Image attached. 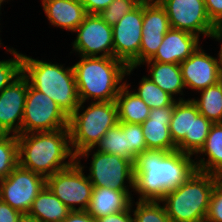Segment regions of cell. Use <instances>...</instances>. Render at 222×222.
<instances>
[{
  "instance_id": "1",
  "label": "cell",
  "mask_w": 222,
  "mask_h": 222,
  "mask_svg": "<svg viewBox=\"0 0 222 222\" xmlns=\"http://www.w3.org/2000/svg\"><path fill=\"white\" fill-rule=\"evenodd\" d=\"M193 155L175 150H145L134 162V191L140 201H161L197 169Z\"/></svg>"
},
{
  "instance_id": "2",
  "label": "cell",
  "mask_w": 222,
  "mask_h": 222,
  "mask_svg": "<svg viewBox=\"0 0 222 222\" xmlns=\"http://www.w3.org/2000/svg\"><path fill=\"white\" fill-rule=\"evenodd\" d=\"M17 139L19 166L45 178L70 167L76 161L68 127L18 134ZM66 159L69 161H65Z\"/></svg>"
},
{
  "instance_id": "3",
  "label": "cell",
  "mask_w": 222,
  "mask_h": 222,
  "mask_svg": "<svg viewBox=\"0 0 222 222\" xmlns=\"http://www.w3.org/2000/svg\"><path fill=\"white\" fill-rule=\"evenodd\" d=\"M80 57L72 67L78 97L84 103L92 98L91 102L115 101L125 84L124 77L135 69L114 57Z\"/></svg>"
},
{
  "instance_id": "4",
  "label": "cell",
  "mask_w": 222,
  "mask_h": 222,
  "mask_svg": "<svg viewBox=\"0 0 222 222\" xmlns=\"http://www.w3.org/2000/svg\"><path fill=\"white\" fill-rule=\"evenodd\" d=\"M22 74L29 84L54 100L70 117L78 108V97L73 67L33 59L22 54Z\"/></svg>"
},
{
  "instance_id": "5",
  "label": "cell",
  "mask_w": 222,
  "mask_h": 222,
  "mask_svg": "<svg viewBox=\"0 0 222 222\" xmlns=\"http://www.w3.org/2000/svg\"><path fill=\"white\" fill-rule=\"evenodd\" d=\"M90 103L84 110V102H80L69 117L70 143L76 161H81L83 157L88 158L105 133L118 124L115 101ZM80 110H83L82 113Z\"/></svg>"
},
{
  "instance_id": "6",
  "label": "cell",
  "mask_w": 222,
  "mask_h": 222,
  "mask_svg": "<svg viewBox=\"0 0 222 222\" xmlns=\"http://www.w3.org/2000/svg\"><path fill=\"white\" fill-rule=\"evenodd\" d=\"M221 177L195 171L161 200L172 222H205L212 190Z\"/></svg>"
},
{
  "instance_id": "7",
  "label": "cell",
  "mask_w": 222,
  "mask_h": 222,
  "mask_svg": "<svg viewBox=\"0 0 222 222\" xmlns=\"http://www.w3.org/2000/svg\"><path fill=\"white\" fill-rule=\"evenodd\" d=\"M212 122L199 113L191 100L179 97L175 100L169 130L177 150L190 155L197 154L205 145Z\"/></svg>"
},
{
  "instance_id": "8",
  "label": "cell",
  "mask_w": 222,
  "mask_h": 222,
  "mask_svg": "<svg viewBox=\"0 0 222 222\" xmlns=\"http://www.w3.org/2000/svg\"><path fill=\"white\" fill-rule=\"evenodd\" d=\"M83 171L81 162L75 161L46 178V186L72 211H87L90 205L94 187Z\"/></svg>"
},
{
  "instance_id": "9",
  "label": "cell",
  "mask_w": 222,
  "mask_h": 222,
  "mask_svg": "<svg viewBox=\"0 0 222 222\" xmlns=\"http://www.w3.org/2000/svg\"><path fill=\"white\" fill-rule=\"evenodd\" d=\"M69 117L58 104L28 82L21 134L67 128Z\"/></svg>"
},
{
  "instance_id": "10",
  "label": "cell",
  "mask_w": 222,
  "mask_h": 222,
  "mask_svg": "<svg viewBox=\"0 0 222 222\" xmlns=\"http://www.w3.org/2000/svg\"><path fill=\"white\" fill-rule=\"evenodd\" d=\"M89 171L88 178L93 187H108L120 191H129V187L134 189V163L127 158L96 150L92 155Z\"/></svg>"
},
{
  "instance_id": "11",
  "label": "cell",
  "mask_w": 222,
  "mask_h": 222,
  "mask_svg": "<svg viewBox=\"0 0 222 222\" xmlns=\"http://www.w3.org/2000/svg\"><path fill=\"white\" fill-rule=\"evenodd\" d=\"M46 186V178L19 165L0 180V199L20 213H28L33 201Z\"/></svg>"
},
{
  "instance_id": "12",
  "label": "cell",
  "mask_w": 222,
  "mask_h": 222,
  "mask_svg": "<svg viewBox=\"0 0 222 222\" xmlns=\"http://www.w3.org/2000/svg\"><path fill=\"white\" fill-rule=\"evenodd\" d=\"M142 25L143 0L112 26L114 58L127 67L139 66Z\"/></svg>"
},
{
  "instance_id": "13",
  "label": "cell",
  "mask_w": 222,
  "mask_h": 222,
  "mask_svg": "<svg viewBox=\"0 0 222 222\" xmlns=\"http://www.w3.org/2000/svg\"><path fill=\"white\" fill-rule=\"evenodd\" d=\"M73 32H77L73 50L80 56L114 57L112 26L98 14H87Z\"/></svg>"
},
{
  "instance_id": "14",
  "label": "cell",
  "mask_w": 222,
  "mask_h": 222,
  "mask_svg": "<svg viewBox=\"0 0 222 222\" xmlns=\"http://www.w3.org/2000/svg\"><path fill=\"white\" fill-rule=\"evenodd\" d=\"M159 3L166 11L171 28L208 37L213 22L204 0H160Z\"/></svg>"
},
{
  "instance_id": "15",
  "label": "cell",
  "mask_w": 222,
  "mask_h": 222,
  "mask_svg": "<svg viewBox=\"0 0 222 222\" xmlns=\"http://www.w3.org/2000/svg\"><path fill=\"white\" fill-rule=\"evenodd\" d=\"M199 46L190 57L180 63L185 88L201 91L222 80V65Z\"/></svg>"
},
{
  "instance_id": "16",
  "label": "cell",
  "mask_w": 222,
  "mask_h": 222,
  "mask_svg": "<svg viewBox=\"0 0 222 222\" xmlns=\"http://www.w3.org/2000/svg\"><path fill=\"white\" fill-rule=\"evenodd\" d=\"M27 90L28 80L21 74L0 92V134H21Z\"/></svg>"
},
{
  "instance_id": "17",
  "label": "cell",
  "mask_w": 222,
  "mask_h": 222,
  "mask_svg": "<svg viewBox=\"0 0 222 222\" xmlns=\"http://www.w3.org/2000/svg\"><path fill=\"white\" fill-rule=\"evenodd\" d=\"M169 18L159 2L143 1L142 38L139 51V65L150 60L161 45L164 35L170 29Z\"/></svg>"
},
{
  "instance_id": "18",
  "label": "cell",
  "mask_w": 222,
  "mask_h": 222,
  "mask_svg": "<svg viewBox=\"0 0 222 222\" xmlns=\"http://www.w3.org/2000/svg\"><path fill=\"white\" fill-rule=\"evenodd\" d=\"M174 105L175 101L169 106L150 109L148 118L141 124L148 150H177L169 130Z\"/></svg>"
},
{
  "instance_id": "19",
  "label": "cell",
  "mask_w": 222,
  "mask_h": 222,
  "mask_svg": "<svg viewBox=\"0 0 222 222\" xmlns=\"http://www.w3.org/2000/svg\"><path fill=\"white\" fill-rule=\"evenodd\" d=\"M199 37L190 32L170 28L155 55L148 61L180 64L199 47Z\"/></svg>"
},
{
  "instance_id": "20",
  "label": "cell",
  "mask_w": 222,
  "mask_h": 222,
  "mask_svg": "<svg viewBox=\"0 0 222 222\" xmlns=\"http://www.w3.org/2000/svg\"><path fill=\"white\" fill-rule=\"evenodd\" d=\"M47 19L52 26L73 32L87 15L78 0H41Z\"/></svg>"
},
{
  "instance_id": "21",
  "label": "cell",
  "mask_w": 222,
  "mask_h": 222,
  "mask_svg": "<svg viewBox=\"0 0 222 222\" xmlns=\"http://www.w3.org/2000/svg\"><path fill=\"white\" fill-rule=\"evenodd\" d=\"M132 199L130 191L94 187L87 212L95 219H98L126 210L131 205Z\"/></svg>"
},
{
  "instance_id": "22",
  "label": "cell",
  "mask_w": 222,
  "mask_h": 222,
  "mask_svg": "<svg viewBox=\"0 0 222 222\" xmlns=\"http://www.w3.org/2000/svg\"><path fill=\"white\" fill-rule=\"evenodd\" d=\"M197 154L207 155L195 161L197 171L222 177V123H213L206 138L205 145Z\"/></svg>"
},
{
  "instance_id": "23",
  "label": "cell",
  "mask_w": 222,
  "mask_h": 222,
  "mask_svg": "<svg viewBox=\"0 0 222 222\" xmlns=\"http://www.w3.org/2000/svg\"><path fill=\"white\" fill-rule=\"evenodd\" d=\"M130 87L125 81L115 99L118 122L142 124L148 118L150 108L136 93L129 92Z\"/></svg>"
},
{
  "instance_id": "24",
  "label": "cell",
  "mask_w": 222,
  "mask_h": 222,
  "mask_svg": "<svg viewBox=\"0 0 222 222\" xmlns=\"http://www.w3.org/2000/svg\"><path fill=\"white\" fill-rule=\"evenodd\" d=\"M71 211L45 186L33 201L28 213L40 222H63Z\"/></svg>"
},
{
  "instance_id": "25",
  "label": "cell",
  "mask_w": 222,
  "mask_h": 222,
  "mask_svg": "<svg viewBox=\"0 0 222 222\" xmlns=\"http://www.w3.org/2000/svg\"><path fill=\"white\" fill-rule=\"evenodd\" d=\"M149 70V78L163 91L172 97L181 94L185 88L180 64L145 61Z\"/></svg>"
},
{
  "instance_id": "26",
  "label": "cell",
  "mask_w": 222,
  "mask_h": 222,
  "mask_svg": "<svg viewBox=\"0 0 222 222\" xmlns=\"http://www.w3.org/2000/svg\"><path fill=\"white\" fill-rule=\"evenodd\" d=\"M199 92L200 98L191 99L196 104L199 113L212 123H222V80Z\"/></svg>"
},
{
  "instance_id": "27",
  "label": "cell",
  "mask_w": 222,
  "mask_h": 222,
  "mask_svg": "<svg viewBox=\"0 0 222 222\" xmlns=\"http://www.w3.org/2000/svg\"><path fill=\"white\" fill-rule=\"evenodd\" d=\"M95 148L102 153L127 158L133 163L136 160V157L127 148V134L120 127V122L105 133Z\"/></svg>"
},
{
  "instance_id": "28",
  "label": "cell",
  "mask_w": 222,
  "mask_h": 222,
  "mask_svg": "<svg viewBox=\"0 0 222 222\" xmlns=\"http://www.w3.org/2000/svg\"><path fill=\"white\" fill-rule=\"evenodd\" d=\"M136 93L150 108H162L171 105L174 99L167 92L163 91L148 76H143Z\"/></svg>"
},
{
  "instance_id": "29",
  "label": "cell",
  "mask_w": 222,
  "mask_h": 222,
  "mask_svg": "<svg viewBox=\"0 0 222 222\" xmlns=\"http://www.w3.org/2000/svg\"><path fill=\"white\" fill-rule=\"evenodd\" d=\"M19 165L18 139L15 134H0V180Z\"/></svg>"
},
{
  "instance_id": "30",
  "label": "cell",
  "mask_w": 222,
  "mask_h": 222,
  "mask_svg": "<svg viewBox=\"0 0 222 222\" xmlns=\"http://www.w3.org/2000/svg\"><path fill=\"white\" fill-rule=\"evenodd\" d=\"M161 201H140L135 205L136 209H132L134 222H172L168 217L164 205H160Z\"/></svg>"
},
{
  "instance_id": "31",
  "label": "cell",
  "mask_w": 222,
  "mask_h": 222,
  "mask_svg": "<svg viewBox=\"0 0 222 222\" xmlns=\"http://www.w3.org/2000/svg\"><path fill=\"white\" fill-rule=\"evenodd\" d=\"M7 51L13 58L0 61V92L22 74V54L13 48H8Z\"/></svg>"
},
{
  "instance_id": "32",
  "label": "cell",
  "mask_w": 222,
  "mask_h": 222,
  "mask_svg": "<svg viewBox=\"0 0 222 222\" xmlns=\"http://www.w3.org/2000/svg\"><path fill=\"white\" fill-rule=\"evenodd\" d=\"M142 0H113L98 15L110 26H114L125 14L133 10Z\"/></svg>"
},
{
  "instance_id": "33",
  "label": "cell",
  "mask_w": 222,
  "mask_h": 222,
  "mask_svg": "<svg viewBox=\"0 0 222 222\" xmlns=\"http://www.w3.org/2000/svg\"><path fill=\"white\" fill-rule=\"evenodd\" d=\"M120 127L127 134V148L135 157L148 150L141 124L120 122Z\"/></svg>"
},
{
  "instance_id": "34",
  "label": "cell",
  "mask_w": 222,
  "mask_h": 222,
  "mask_svg": "<svg viewBox=\"0 0 222 222\" xmlns=\"http://www.w3.org/2000/svg\"><path fill=\"white\" fill-rule=\"evenodd\" d=\"M205 222H222V179L212 190Z\"/></svg>"
},
{
  "instance_id": "35",
  "label": "cell",
  "mask_w": 222,
  "mask_h": 222,
  "mask_svg": "<svg viewBox=\"0 0 222 222\" xmlns=\"http://www.w3.org/2000/svg\"><path fill=\"white\" fill-rule=\"evenodd\" d=\"M132 204L124 211L109 214L107 216L96 219L97 222H134V217L131 215Z\"/></svg>"
},
{
  "instance_id": "36",
  "label": "cell",
  "mask_w": 222,
  "mask_h": 222,
  "mask_svg": "<svg viewBox=\"0 0 222 222\" xmlns=\"http://www.w3.org/2000/svg\"><path fill=\"white\" fill-rule=\"evenodd\" d=\"M21 214L0 199V222H17Z\"/></svg>"
},
{
  "instance_id": "37",
  "label": "cell",
  "mask_w": 222,
  "mask_h": 222,
  "mask_svg": "<svg viewBox=\"0 0 222 222\" xmlns=\"http://www.w3.org/2000/svg\"><path fill=\"white\" fill-rule=\"evenodd\" d=\"M207 14L214 23L222 19V0H204Z\"/></svg>"
},
{
  "instance_id": "38",
  "label": "cell",
  "mask_w": 222,
  "mask_h": 222,
  "mask_svg": "<svg viewBox=\"0 0 222 222\" xmlns=\"http://www.w3.org/2000/svg\"><path fill=\"white\" fill-rule=\"evenodd\" d=\"M113 0H81L87 14H99L106 9Z\"/></svg>"
},
{
  "instance_id": "39",
  "label": "cell",
  "mask_w": 222,
  "mask_h": 222,
  "mask_svg": "<svg viewBox=\"0 0 222 222\" xmlns=\"http://www.w3.org/2000/svg\"><path fill=\"white\" fill-rule=\"evenodd\" d=\"M63 222H97L87 211H71Z\"/></svg>"
},
{
  "instance_id": "40",
  "label": "cell",
  "mask_w": 222,
  "mask_h": 222,
  "mask_svg": "<svg viewBox=\"0 0 222 222\" xmlns=\"http://www.w3.org/2000/svg\"><path fill=\"white\" fill-rule=\"evenodd\" d=\"M208 37H212L213 39H216L218 42L220 41L222 42V19L213 23ZM218 54L219 55L217 56V58L222 65V43Z\"/></svg>"
},
{
  "instance_id": "41",
  "label": "cell",
  "mask_w": 222,
  "mask_h": 222,
  "mask_svg": "<svg viewBox=\"0 0 222 222\" xmlns=\"http://www.w3.org/2000/svg\"><path fill=\"white\" fill-rule=\"evenodd\" d=\"M17 222H40L37 218L29 213H22Z\"/></svg>"
},
{
  "instance_id": "42",
  "label": "cell",
  "mask_w": 222,
  "mask_h": 222,
  "mask_svg": "<svg viewBox=\"0 0 222 222\" xmlns=\"http://www.w3.org/2000/svg\"><path fill=\"white\" fill-rule=\"evenodd\" d=\"M145 2H159L160 0H143Z\"/></svg>"
},
{
  "instance_id": "43",
  "label": "cell",
  "mask_w": 222,
  "mask_h": 222,
  "mask_svg": "<svg viewBox=\"0 0 222 222\" xmlns=\"http://www.w3.org/2000/svg\"><path fill=\"white\" fill-rule=\"evenodd\" d=\"M3 2H6V0H0V11H1V5L3 4Z\"/></svg>"
}]
</instances>
